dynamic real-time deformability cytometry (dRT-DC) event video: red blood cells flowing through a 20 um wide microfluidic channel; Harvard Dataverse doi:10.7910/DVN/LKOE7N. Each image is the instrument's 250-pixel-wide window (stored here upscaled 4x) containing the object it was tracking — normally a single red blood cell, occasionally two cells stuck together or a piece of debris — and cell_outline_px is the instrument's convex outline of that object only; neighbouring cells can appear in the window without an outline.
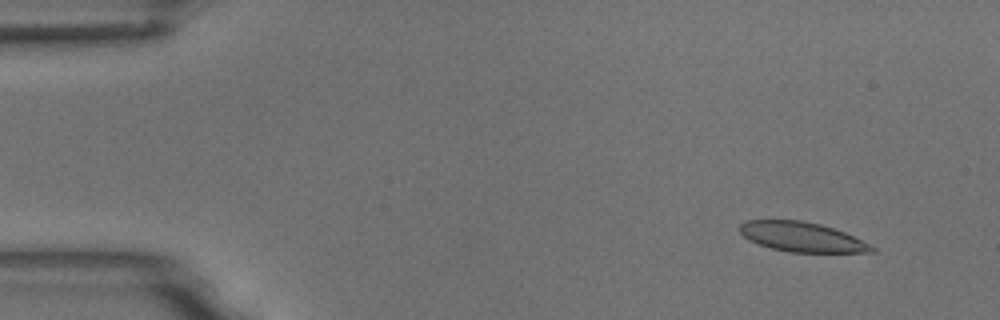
{"species": "common noctule bat (a hibernating species)", "species_latin": "Nyctalus noctula", "temperature_condition": "room temperature", "stored_images_in_passage": 5, "camera_frame_rate_fps": 3000, "um_per_image_px": 0.085, "animal": {"sex": "male", "body_mass_g": 18.8}, "frame": {"image": 1, "passage_image": 1, "time_ms": 0.0, "image_size_px": [1000, 320], "cell_outline_px": [[876, 252], [788, 252], [772, 248], [748, 240], [740, 232], [740, 224], [744, 220], [800, 220], [820, 224], [844, 232], [872, 244], [876, 248]], "centroid_in_image_um": [68.18, 20.14], "position_along_channel_um": 16.8, "area_um2": 22.77}}
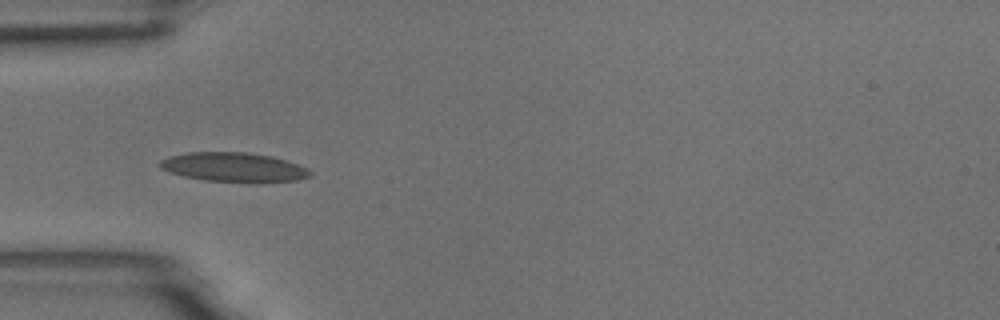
{"frame": {"image": 2, "passage_image": 4, "time_ms": 1.0, "image_size_px": [1000, 320], "cell_outline_px": [[312, 176], [296, 180], [260, 184], [248, 184], [204, 180], [184, 176], [168, 172], [160, 168], [160, 160], [168, 156], [188, 152], [248, 152], [272, 156], [288, 160], [308, 168], [312, 172]], "centroid_in_image_um": [19.93, 14.24], "position_along_channel_um": 65.1, "area_um2": 26.53}}